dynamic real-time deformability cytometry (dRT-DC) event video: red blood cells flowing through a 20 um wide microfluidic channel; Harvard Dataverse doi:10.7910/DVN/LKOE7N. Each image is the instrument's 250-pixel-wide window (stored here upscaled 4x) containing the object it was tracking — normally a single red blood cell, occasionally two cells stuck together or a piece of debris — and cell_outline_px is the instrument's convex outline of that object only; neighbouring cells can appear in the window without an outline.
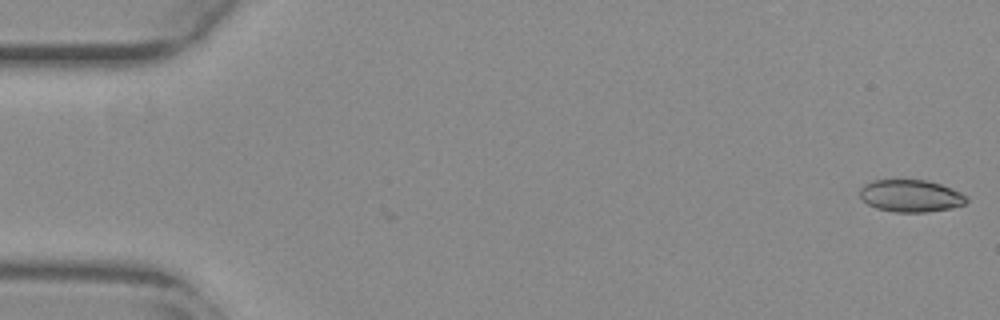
{"species": "common noctule bat (a hibernating species)", "species_latin": "Nyctalus noctula", "temperature_condition": "warm", "stored_images_in_passage": 44, "camera_frame_rate_fps": 3000, "um_per_image_px": 0.085, "animal": {"sex": "female", "body_mass_g": 29.2, "forearm_length_mm": 56.3}, "frame": {"image": 1, "passage_image": 1, "time_ms": 0.0, "image_size_px": [1000, 320], "cell_outline_px": [[968, 200], [964, 204], [952, 208], [928, 212], [896, 212], [876, 208], [868, 204], [860, 196], [860, 188], [864, 184], [872, 180], [924, 180], [940, 184], [960, 192], [968, 196]], "centroid_in_image_um": [77.42, 16.65], "position_along_channel_um": 7.6, "area_um2": 20.0}}
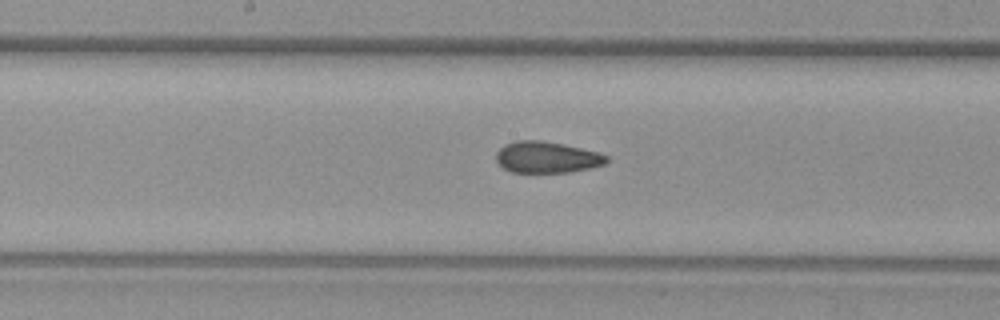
{"frame": {"image": 2, "passage_image": 28, "time_ms": 9.0, "image_size_px": [1000, 320], "cell_outline_px": [[608, 160], [604, 164], [592, 168], [568, 172], [512, 172], [504, 168], [496, 160], [496, 152], [504, 144], [516, 140], [540, 140], [600, 152], [608, 156]], "centroid_in_image_um": [46.48, 13.36], "position_along_channel_um": 201.7, "area_um2": 20.11}}
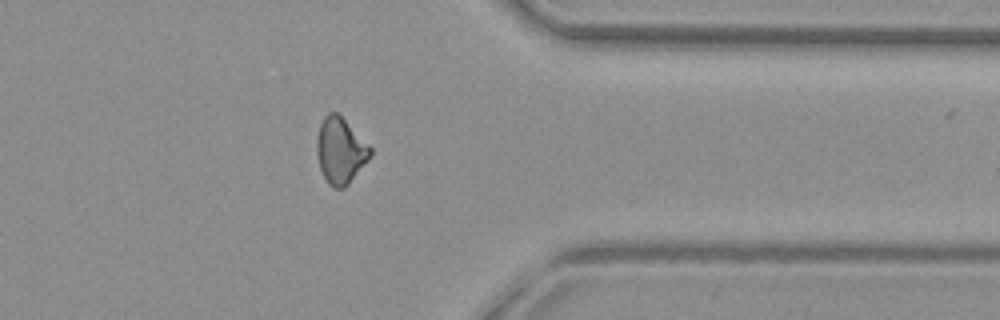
{"frame": {"image": 3, "passage_image": 43, "time_ms": 14.0, "image_size_px": [1000, 320], "cell_outline_px": [[372, 156], [348, 184], [344, 188], [332, 188], [328, 184], [320, 168], [316, 152], [316, 140], [320, 124], [324, 116], [328, 112], [336, 112], [372, 148]], "centroid_in_image_um": [28.92, 12.82], "position_along_channel_um": 382.5, "area_um2": 20.46}}